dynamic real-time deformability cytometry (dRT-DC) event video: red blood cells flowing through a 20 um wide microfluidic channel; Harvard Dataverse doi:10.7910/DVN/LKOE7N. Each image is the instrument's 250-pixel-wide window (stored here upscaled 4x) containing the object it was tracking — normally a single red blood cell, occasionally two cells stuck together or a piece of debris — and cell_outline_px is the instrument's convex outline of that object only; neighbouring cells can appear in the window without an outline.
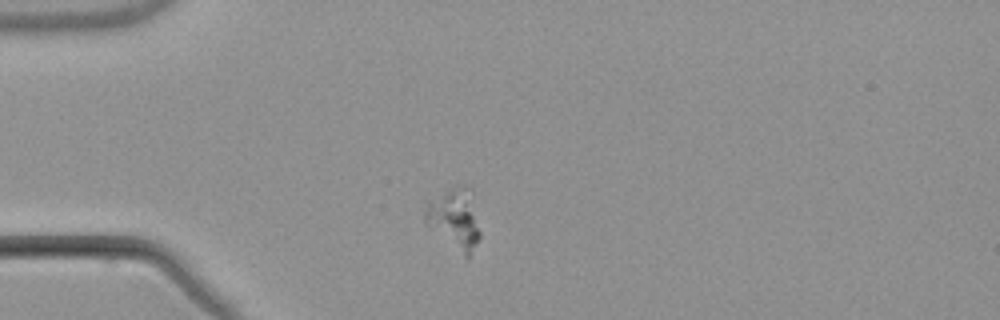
{"species": "common noctule bat (a hibernating species)", "species_latin": "Nyctalus noctula", "temperature_condition": "warm", "stored_images_in_passage": 11, "camera_frame_rate_fps": 3000, "um_per_image_px": 0.085, "animal": {"sex": "male", "body_mass_g": 21.5, "forearm_length_mm": 52.0}, "frame": {"image": 1, "passage_image": 1, "time_ms": 0.0, "image_size_px": [1000, 320], "cell_outline_px": [[480, 236], [468, 260], [428, 224], [424, 220], [420, 208], [428, 200], [460, 184], [468, 184], [472, 192], [480, 232]], "centroid_in_image_um": [38.63, 18.54], "position_along_channel_um": 46.4, "area_um2": 19.54}}
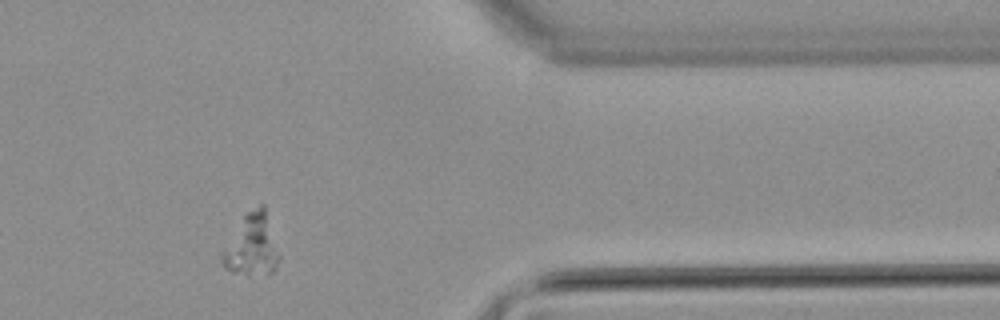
{"frame": {"image": 2, "passage_image": 10, "time_ms": 10.667, "image_size_px": [1000, 320], "cell_outline_px": [[280, 260], [272, 272], [268, 276], [232, 272], [224, 268], [220, 264], [220, 256], [244, 216], [248, 212], [260, 204], [264, 204], [280, 256]], "centroid_in_image_um": [21.43, 20.9], "position_along_channel_um": 390.0, "area_um2": 20.23}}
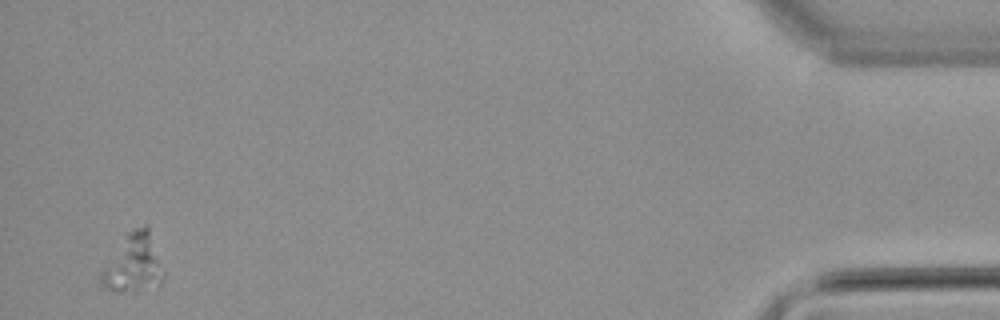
{"frame": {"image": 3, "passage_image": 11, "time_ms": 13.333, "image_size_px": [1000, 320], "cell_outline_px": [[164, 276], [160, 288], [136, 292], [116, 292], [96, 284], [100, 272], [124, 236], [132, 228], [144, 224], [148, 224], [164, 272]], "centroid_in_image_um": [11.34, 22.44], "position_along_channel_um": 423.9, "area_um2": 22.02}}